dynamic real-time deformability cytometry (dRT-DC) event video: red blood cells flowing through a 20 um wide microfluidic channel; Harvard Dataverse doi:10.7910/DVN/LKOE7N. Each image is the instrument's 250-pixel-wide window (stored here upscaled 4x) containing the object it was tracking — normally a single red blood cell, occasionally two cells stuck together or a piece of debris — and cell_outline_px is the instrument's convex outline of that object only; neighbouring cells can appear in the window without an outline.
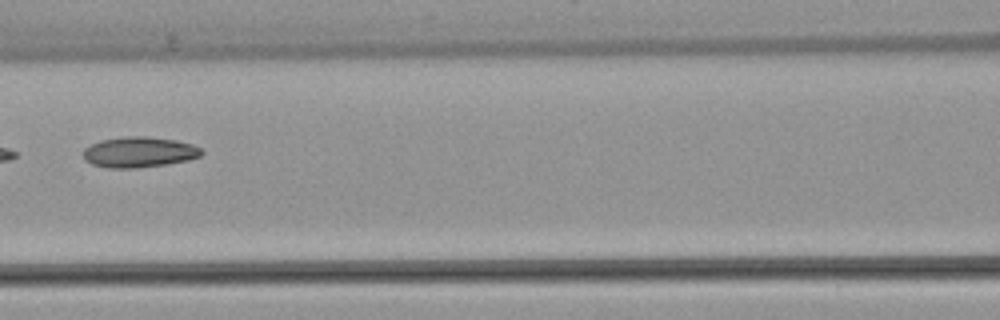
{"species": "common noctule bat (a hibernating species)", "species_latin": "Nyctalus noctula", "temperature_condition": "warm", "stored_images_in_passage": 6, "camera_frame_rate_fps": 3000, "um_per_image_px": 0.085, "animal": {"sex": "female", "body_mass_g": 22.7, "forearm_length_mm": 54.2}, "frame": {"image": 1, "passage_image": 6, "time_ms": 7.0, "image_size_px": [1000, 320], "cell_outline_px": [[204, 152], [200, 156], [188, 160], [168, 164], [136, 168], [108, 168], [92, 164], [84, 160], [84, 148], [100, 140], [128, 136], [144, 136], [176, 140], [192, 144], [200, 148]], "centroid_in_image_um": [11.83, 12.93], "position_along_channel_um": 154.8, "area_um2": 21.1}}